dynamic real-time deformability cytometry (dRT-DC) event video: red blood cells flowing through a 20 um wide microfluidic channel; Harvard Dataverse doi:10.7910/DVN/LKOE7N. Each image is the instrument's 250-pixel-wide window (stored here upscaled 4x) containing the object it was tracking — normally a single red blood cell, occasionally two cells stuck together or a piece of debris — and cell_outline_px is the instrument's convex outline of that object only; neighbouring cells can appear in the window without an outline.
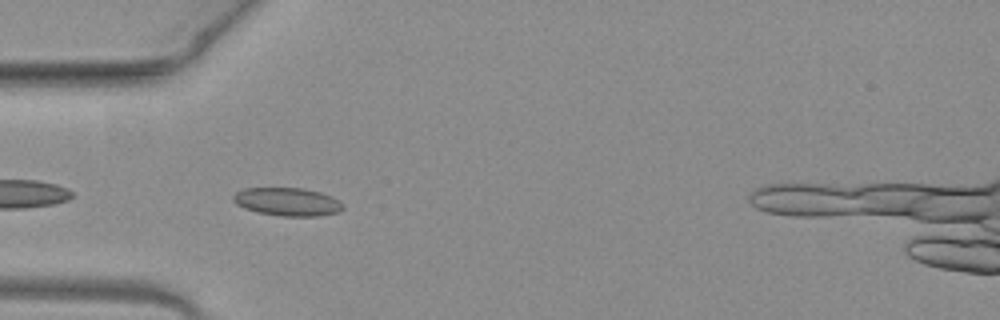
{"species": "common noctule bat (a hibernating species)", "species_latin": "Nyctalus noctula", "temperature_condition": "warm", "stored_images_in_passage": 38, "camera_frame_rate_fps": 3000, "um_per_image_px": 0.085, "animal": {"sex": "female", "body_mass_g": 19.3, "forearm_length_mm": 54.1}, "frame": {"image": 1, "passage_image": 2, "time_ms": 0.333, "image_size_px": [1000, 320], "cell_outline_px": [[344, 208], [340, 212], [316, 216], [280, 216], [256, 212], [244, 208], [236, 204], [232, 200], [232, 196], [236, 192], [244, 188], [304, 188], [320, 192], [332, 196], [340, 200], [344, 204]], "centroid_in_image_um": [24.45, 17.15], "position_along_channel_um": 60.6, "area_um2": 18.26}}
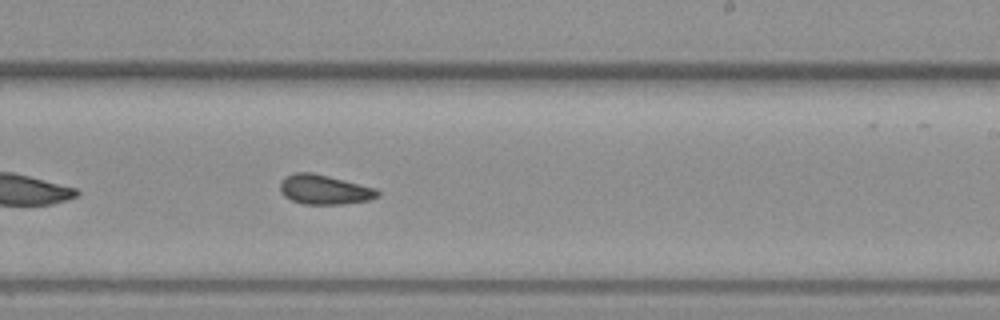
{"frame": {"image": 2, "passage_image": 17, "time_ms": 5.333, "image_size_px": [1000, 320], "cell_outline_px": [[380, 196], [368, 200], [340, 204], [304, 204], [292, 200], [284, 196], [280, 192], [280, 184], [284, 176], [296, 172], [312, 172], [376, 188], [380, 192]], "centroid_in_image_um": [27.55, 16.11], "position_along_channel_um": 261.4, "area_um2": 16.76}}
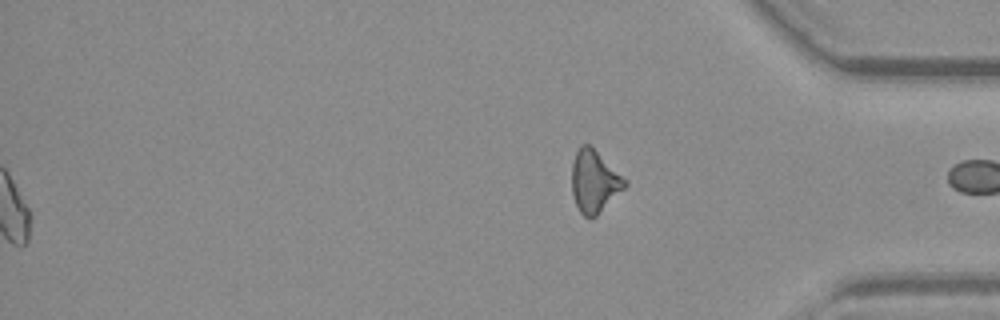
{"frame": {"image": 3, "passage_image": 38, "time_ms": 12.333, "image_size_px": [1000, 320], "cell_outline_px": [[628, 184], [592, 220], [584, 216], [580, 212], [576, 204], [572, 192], [572, 164], [576, 152], [580, 144], [588, 144], [628, 180]], "centroid_in_image_um": [50.51, 15.43], "position_along_channel_um": 384.7, "area_um2": 19.07}, "authors_computed_cell_mechanics": {"area_um2": 16.7042, "velocity_mm_per_s": 4.0532, "shape_relaxation_time_tau1_ms": null, "shape_relaxation_time_tau2_ms": 3.6675, "deformation_change_tau1": null, "deformation_change_tau2": 0.0942}}